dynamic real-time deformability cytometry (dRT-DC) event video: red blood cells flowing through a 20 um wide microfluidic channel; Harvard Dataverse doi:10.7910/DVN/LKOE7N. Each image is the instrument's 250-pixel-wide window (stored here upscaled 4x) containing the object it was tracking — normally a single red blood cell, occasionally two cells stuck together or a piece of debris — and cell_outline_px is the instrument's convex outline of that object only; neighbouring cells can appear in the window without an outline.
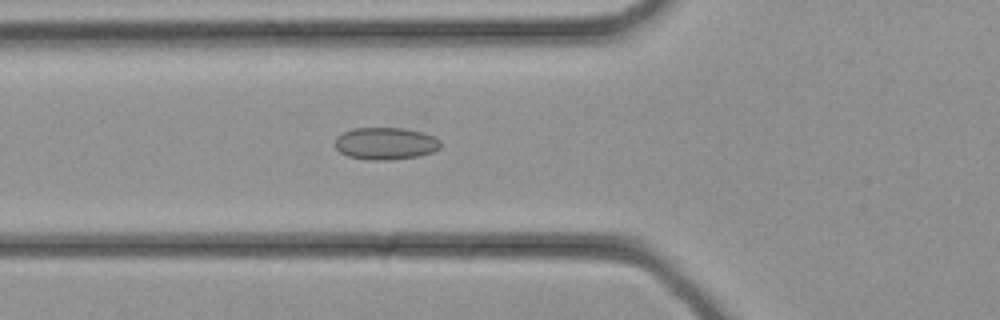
{"species": "common noctule bat (a hibernating species)", "species_latin": "Nyctalus noctula", "temperature_condition": "cold", "stored_images_in_passage": 34, "camera_frame_rate_fps": 3000, "um_per_image_px": 0.085, "animal": {"sex": "female", "body_mass_g": 21.9}, "frame": {"image": 1, "passage_image": 12, "time_ms": 3.667, "image_size_px": [1000, 320], "cell_outline_px": [[440, 148], [432, 152], [416, 156], [388, 160], [368, 160], [348, 156], [340, 152], [336, 148], [336, 136], [352, 128], [404, 128], [424, 132], [440, 140]], "centroid_in_image_um": [32.76, 12.19], "position_along_channel_um": 93.0, "area_um2": 19.77}}
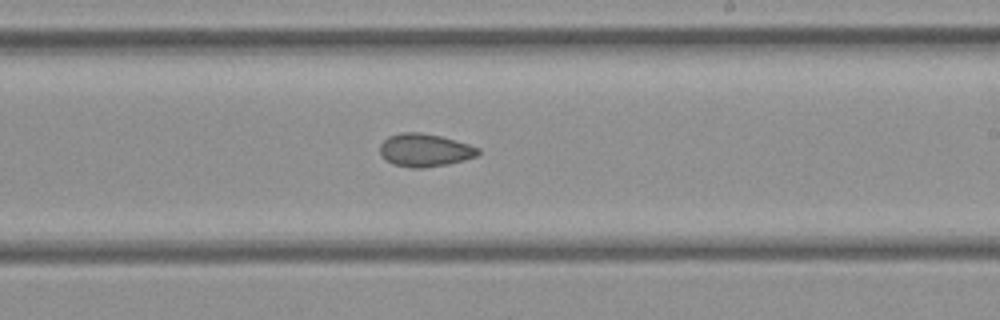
{"frame": {"image": 2, "passage_image": 20, "time_ms": 6.333, "image_size_px": [1000, 320], "cell_outline_px": [[480, 152], [476, 156], [464, 160], [448, 164], [424, 168], [412, 168], [392, 164], [384, 160], [380, 152], [380, 144], [388, 136], [400, 132], [420, 132], [440, 136], [468, 144], [480, 148]], "centroid_in_image_um": [36.08, 12.77], "position_along_channel_um": 252.9, "area_um2": 18.96}}
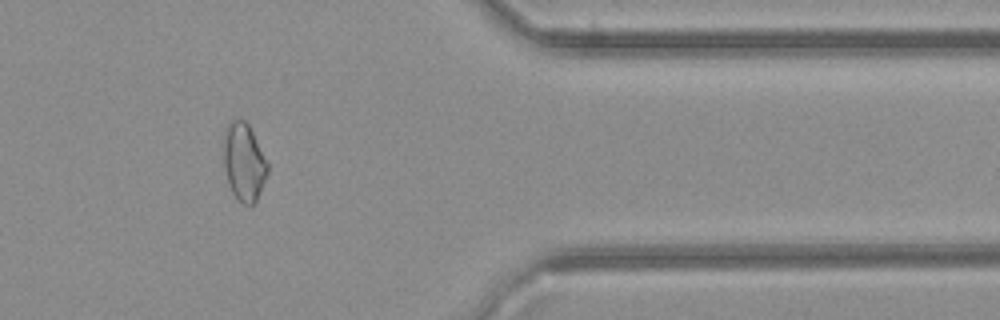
{"frame": {"image": 3, "passage_image": 28, "time_ms": 9.0, "image_size_px": [1000, 320], "cell_outline_px": [[268, 172], [256, 200], [252, 204], [244, 204], [236, 200], [228, 184], [224, 168], [224, 128], [232, 120], [244, 120], [248, 124], [268, 164]], "centroid_in_image_um": [20.71, 13.78], "position_along_channel_um": 390.7, "area_um2": 19.71}}